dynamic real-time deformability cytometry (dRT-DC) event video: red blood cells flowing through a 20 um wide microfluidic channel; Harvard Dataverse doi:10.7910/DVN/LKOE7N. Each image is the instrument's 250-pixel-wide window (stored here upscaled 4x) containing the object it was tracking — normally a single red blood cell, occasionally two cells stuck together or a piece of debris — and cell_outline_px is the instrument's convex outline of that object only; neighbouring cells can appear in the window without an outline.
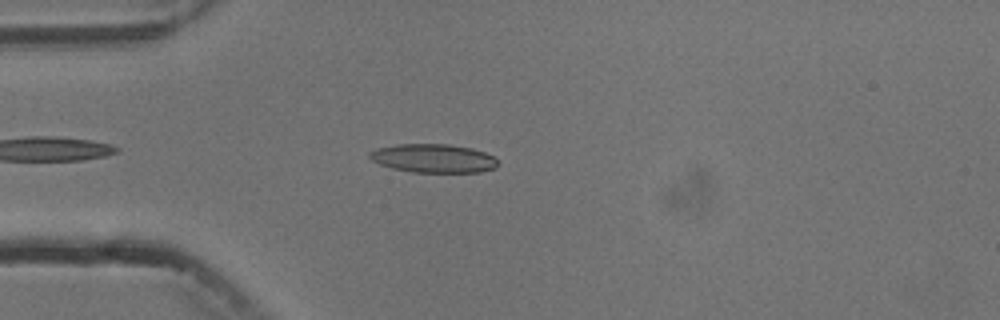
{"species": "common noctule bat (a hibernating species)", "species_latin": "Nyctalus noctula", "temperature_condition": "cold", "stored_images_in_passage": 4, "camera_frame_rate_fps": 3000, "um_per_image_px": 0.085, "animal": {"sex": "male", "body_mass_g": 13.3}, "frame": {"image": 1, "passage_image": 4, "time_ms": 3.667, "image_size_px": [1000, 320], "cell_outline_px": [[500, 164], [496, 168], [480, 172], [412, 172], [392, 168], [380, 164], [372, 160], [368, 156], [368, 152], [376, 148], [400, 144], [448, 144], [472, 148], [484, 152], [492, 156]], "centroid_in_image_um": [36.84, 13.46], "position_along_channel_um": 48.2, "area_um2": 21.44}}